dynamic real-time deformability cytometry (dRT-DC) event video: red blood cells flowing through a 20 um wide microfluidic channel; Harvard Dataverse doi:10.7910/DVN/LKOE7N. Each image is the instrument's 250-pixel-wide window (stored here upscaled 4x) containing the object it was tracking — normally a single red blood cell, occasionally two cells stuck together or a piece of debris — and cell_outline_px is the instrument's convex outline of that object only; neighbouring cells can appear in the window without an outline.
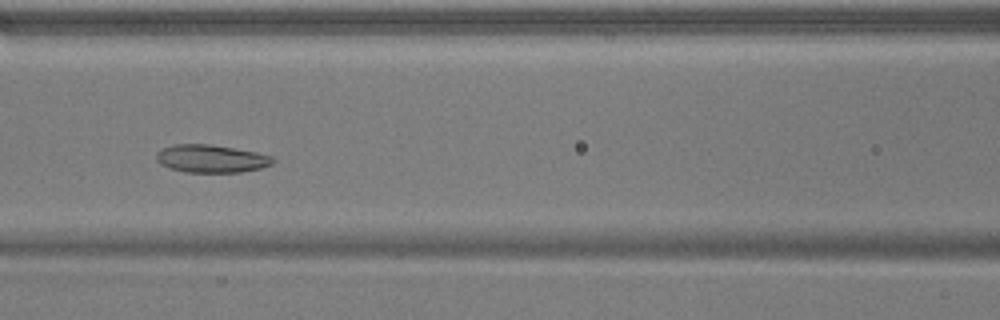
{"species": "common noctule bat (a hibernating species)", "species_latin": "Nyctalus noctula", "temperature_condition": "warm", "stored_images_in_passage": 44, "camera_frame_rate_fps": 3000, "um_per_image_px": 0.085, "animal": {"sex": "male", "body_mass_g": 17.9}, "frame": {"image": 1, "passage_image": 14, "time_ms": 4.333, "image_size_px": [1000, 320], "cell_outline_px": [[276, 160], [272, 164], [260, 168], [240, 172], [184, 172], [168, 168], [160, 164], [156, 160], [156, 152], [164, 148], [176, 144], [212, 144], [256, 152], [272, 156]], "centroid_in_image_um": [17.94, 13.49], "position_along_channel_um": 148.7, "area_um2": 18.96}}
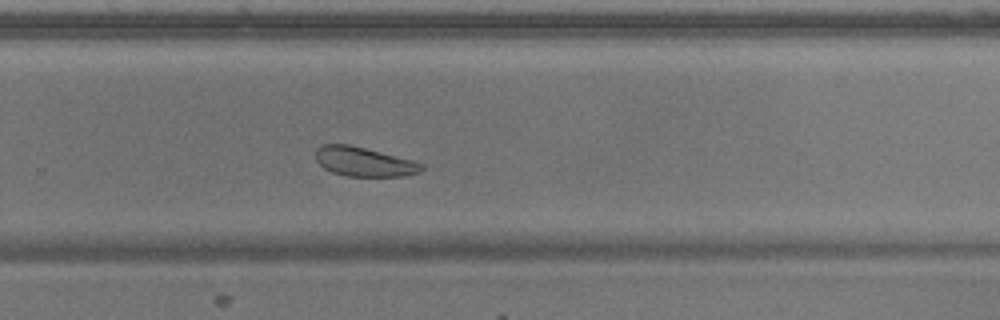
{"frame": {"image": 2, "passage_image": 26, "time_ms": 8.333, "image_size_px": [1000, 320], "cell_outline_px": [[424, 168], [420, 172], [404, 176], [344, 176], [332, 172], [324, 168], [316, 160], [316, 148], [320, 144], [348, 144], [412, 160], [424, 164]], "centroid_in_image_um": [30.92, 13.75], "position_along_channel_um": 298.9, "area_um2": 18.03}}
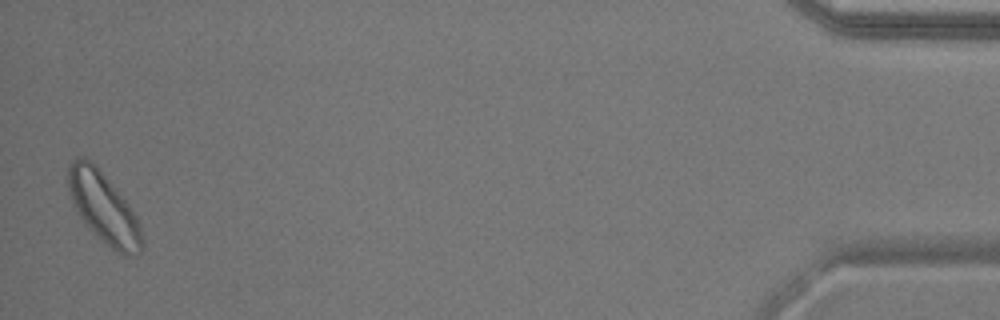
{"frame": {"image": 3, "passage_image": 43, "time_ms": 14.0, "image_size_px": [1000, 320], "cell_outline_px": [[144, 248], [140, 252], [132, 256], [124, 256], [116, 252], [100, 240], [84, 224], [76, 212], [68, 188], [68, 164], [72, 160], [80, 156], [84, 156], [92, 160], [120, 192], [136, 216], [140, 228], [144, 244]], "centroid_in_image_um": [8.8, 17.67], "position_along_channel_um": 426.4, "area_um2": 30.92}, "authors_computed_cell_mechanics": {"area_um2": 20.9525, "velocity_mm_per_s": 3.7714, "shape_relaxation_time_tau1_ms": 4.6014, "shape_relaxation_time_tau2_ms": 7.9155, "deformation_change_tau1": 0.064, "deformation_change_tau2": 0.1284}}